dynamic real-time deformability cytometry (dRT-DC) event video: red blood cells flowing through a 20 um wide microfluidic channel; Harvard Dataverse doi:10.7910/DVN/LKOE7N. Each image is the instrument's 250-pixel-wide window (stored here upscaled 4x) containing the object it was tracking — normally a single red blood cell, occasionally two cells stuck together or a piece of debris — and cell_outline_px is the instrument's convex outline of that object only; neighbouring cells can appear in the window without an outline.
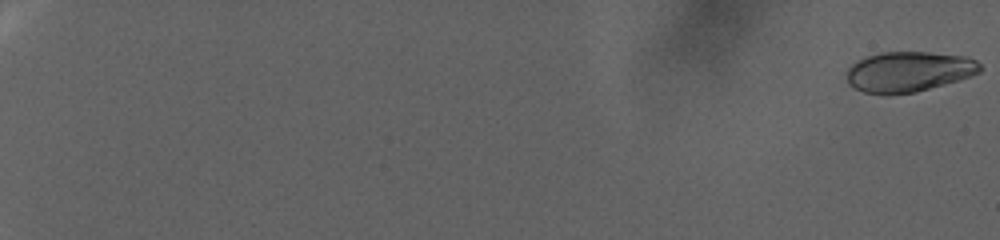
{"species": "human", "species_latin": "Homo sapiens", "temperature_condition": "warm", "stored_images_in_passage": 102, "camera_frame_rate_fps": 3000, "um_per_image_px": 0.085, "donor": {"sex": "female"}, "frame": {"image": 1, "passage_image": 1, "time_ms": 0.0, "image_size_px": [1000, 240], "cell_outline_px": [[984, 68], [980, 72], [972, 76], [916, 92], [888, 96], [864, 92], [848, 84], [848, 68], [852, 64], [868, 56], [884, 52], [928, 52], [968, 56], [976, 60]], "centroid_in_image_um": [77.28, 6.1], "position_along_channel_um": 7.7, "area_um2": 31.5}}
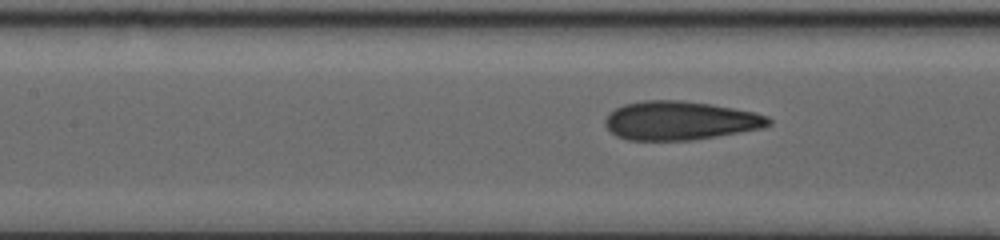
{"frame": {"image": 2, "passage_image": 56, "time_ms": 18.333, "image_size_px": [1000, 240], "cell_outline_px": [[772, 124], [760, 128], [716, 136], [692, 140], [628, 140], [616, 136], [604, 124], [604, 120], [608, 112], [624, 104], [644, 100], [680, 100], [708, 104], [756, 112], [768, 116], [772, 120]], "centroid_in_image_um": [57.77, 10.25], "position_along_channel_um": 149.6, "area_um2": 36.82}}
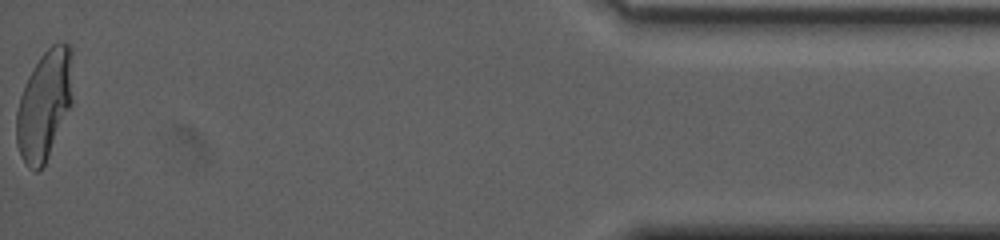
{"frame": {"image": 3, "passage_image": 102, "time_ms": 33.667, "image_size_px": [1000, 240], "cell_outline_px": [[72, 104], [48, 156], [44, 164], [36, 172], [28, 168], [20, 156], [16, 144], [16, 112], [20, 96], [24, 84], [32, 68], [40, 56], [52, 44], [60, 40], [68, 44], [72, 48]], "centroid_in_image_um": [3.77, 8.89], "position_along_channel_um": 431.4, "area_um2": 36.3}, "authors_computed_cell_mechanics": {"area_um2": 35.1135, "velocity_mm_per_s": 2.2609, "shape_relaxation_time_tau1_ms": 10.9112, "shape_relaxation_time_tau2_ms": null, "deformation_change_tau1": 0.2507, "deformation_change_tau2": null}}